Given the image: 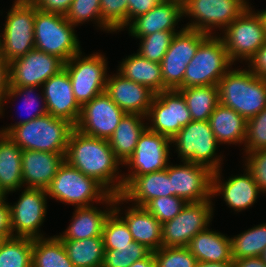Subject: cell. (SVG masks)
Returning a JSON list of instances; mask_svg holds the SVG:
<instances>
[{"instance_id":"cell-17","label":"cell","mask_w":266,"mask_h":267,"mask_svg":"<svg viewBox=\"0 0 266 267\" xmlns=\"http://www.w3.org/2000/svg\"><path fill=\"white\" fill-rule=\"evenodd\" d=\"M170 145V138L146 128L139 137L134 153L123 164L130 168V173L123 176H139L166 169L171 159Z\"/></svg>"},{"instance_id":"cell-55","label":"cell","mask_w":266,"mask_h":267,"mask_svg":"<svg viewBox=\"0 0 266 267\" xmlns=\"http://www.w3.org/2000/svg\"><path fill=\"white\" fill-rule=\"evenodd\" d=\"M195 267H232V262H205V261H198Z\"/></svg>"},{"instance_id":"cell-26","label":"cell","mask_w":266,"mask_h":267,"mask_svg":"<svg viewBox=\"0 0 266 267\" xmlns=\"http://www.w3.org/2000/svg\"><path fill=\"white\" fill-rule=\"evenodd\" d=\"M108 206V207H107ZM103 211L96 206L75 207L71 223L60 235L61 240H81L90 237H100L106 218L114 210V195L105 200Z\"/></svg>"},{"instance_id":"cell-24","label":"cell","mask_w":266,"mask_h":267,"mask_svg":"<svg viewBox=\"0 0 266 267\" xmlns=\"http://www.w3.org/2000/svg\"><path fill=\"white\" fill-rule=\"evenodd\" d=\"M65 154L22 150L23 186L46 190L65 161Z\"/></svg>"},{"instance_id":"cell-19","label":"cell","mask_w":266,"mask_h":267,"mask_svg":"<svg viewBox=\"0 0 266 267\" xmlns=\"http://www.w3.org/2000/svg\"><path fill=\"white\" fill-rule=\"evenodd\" d=\"M181 165H168L172 196L188 202H201L212 198V174L206 166L181 161Z\"/></svg>"},{"instance_id":"cell-38","label":"cell","mask_w":266,"mask_h":267,"mask_svg":"<svg viewBox=\"0 0 266 267\" xmlns=\"http://www.w3.org/2000/svg\"><path fill=\"white\" fill-rule=\"evenodd\" d=\"M37 88H41V87L23 86V87H10L9 88L6 96L4 97L3 106H2L1 111H0V116H3V114H4L3 113L5 111L4 104L5 103L8 104L9 100H12L13 98H14V100H12V101H15V99L20 97V96L23 97L22 98L23 102H24L23 108L24 109L26 108L25 110H27V114L29 113L30 115L28 114L29 116L27 118L19 120V122L17 121V122H15V124H11L7 127L1 128L2 130L0 129V133L6 134L12 127L21 125L23 123H27L33 119H36L37 117L43 116V115L48 113L47 109H46L45 99L43 97V93H40L41 94L40 97H39L38 93H36V95L34 93L35 89H37ZM39 99H41L40 103H39ZM41 103H42V106H41ZM34 104L36 107L38 106L37 110L34 107ZM30 109L34 111L33 114L30 113V112H32V111H30Z\"/></svg>"},{"instance_id":"cell-45","label":"cell","mask_w":266,"mask_h":267,"mask_svg":"<svg viewBox=\"0 0 266 267\" xmlns=\"http://www.w3.org/2000/svg\"><path fill=\"white\" fill-rule=\"evenodd\" d=\"M186 203L184 199L177 196H164L150 200L144 208L163 224L176 217Z\"/></svg>"},{"instance_id":"cell-16","label":"cell","mask_w":266,"mask_h":267,"mask_svg":"<svg viewBox=\"0 0 266 267\" xmlns=\"http://www.w3.org/2000/svg\"><path fill=\"white\" fill-rule=\"evenodd\" d=\"M126 113L103 92L81 106L74 126L84 135L109 139Z\"/></svg>"},{"instance_id":"cell-13","label":"cell","mask_w":266,"mask_h":267,"mask_svg":"<svg viewBox=\"0 0 266 267\" xmlns=\"http://www.w3.org/2000/svg\"><path fill=\"white\" fill-rule=\"evenodd\" d=\"M208 35L185 28L177 32L161 61L163 91L176 90L182 83L186 66L195 56L200 43Z\"/></svg>"},{"instance_id":"cell-27","label":"cell","mask_w":266,"mask_h":267,"mask_svg":"<svg viewBox=\"0 0 266 267\" xmlns=\"http://www.w3.org/2000/svg\"><path fill=\"white\" fill-rule=\"evenodd\" d=\"M121 218L127 224L133 240L152 252L162 247V224L144 207L130 205Z\"/></svg>"},{"instance_id":"cell-20","label":"cell","mask_w":266,"mask_h":267,"mask_svg":"<svg viewBox=\"0 0 266 267\" xmlns=\"http://www.w3.org/2000/svg\"><path fill=\"white\" fill-rule=\"evenodd\" d=\"M221 172L222 169L212 174V199L221 194L226 205L237 213L253 206L262 191L252 173L245 167L243 174L231 176L223 182Z\"/></svg>"},{"instance_id":"cell-32","label":"cell","mask_w":266,"mask_h":267,"mask_svg":"<svg viewBox=\"0 0 266 267\" xmlns=\"http://www.w3.org/2000/svg\"><path fill=\"white\" fill-rule=\"evenodd\" d=\"M120 62L118 72L125 78L150 88L153 92L163 91V77L161 65L149 61L138 53L126 56Z\"/></svg>"},{"instance_id":"cell-60","label":"cell","mask_w":266,"mask_h":267,"mask_svg":"<svg viewBox=\"0 0 266 267\" xmlns=\"http://www.w3.org/2000/svg\"><path fill=\"white\" fill-rule=\"evenodd\" d=\"M262 260L266 263V248L264 249L262 255H261Z\"/></svg>"},{"instance_id":"cell-43","label":"cell","mask_w":266,"mask_h":267,"mask_svg":"<svg viewBox=\"0 0 266 267\" xmlns=\"http://www.w3.org/2000/svg\"><path fill=\"white\" fill-rule=\"evenodd\" d=\"M153 255L156 267H195L198 262L187 247H161Z\"/></svg>"},{"instance_id":"cell-1","label":"cell","mask_w":266,"mask_h":267,"mask_svg":"<svg viewBox=\"0 0 266 267\" xmlns=\"http://www.w3.org/2000/svg\"><path fill=\"white\" fill-rule=\"evenodd\" d=\"M65 161L96 179L111 194L122 192L123 174L118 170L123 164L116 158L107 139L90 137L74 128L68 138Z\"/></svg>"},{"instance_id":"cell-53","label":"cell","mask_w":266,"mask_h":267,"mask_svg":"<svg viewBox=\"0 0 266 267\" xmlns=\"http://www.w3.org/2000/svg\"><path fill=\"white\" fill-rule=\"evenodd\" d=\"M232 267H266L261 257L233 259Z\"/></svg>"},{"instance_id":"cell-8","label":"cell","mask_w":266,"mask_h":267,"mask_svg":"<svg viewBox=\"0 0 266 267\" xmlns=\"http://www.w3.org/2000/svg\"><path fill=\"white\" fill-rule=\"evenodd\" d=\"M35 15L36 7L28 2H14L7 12L0 33V56L8 63L35 49Z\"/></svg>"},{"instance_id":"cell-2","label":"cell","mask_w":266,"mask_h":267,"mask_svg":"<svg viewBox=\"0 0 266 267\" xmlns=\"http://www.w3.org/2000/svg\"><path fill=\"white\" fill-rule=\"evenodd\" d=\"M233 69L218 81L219 103L249 120L266 108V79L246 67Z\"/></svg>"},{"instance_id":"cell-3","label":"cell","mask_w":266,"mask_h":267,"mask_svg":"<svg viewBox=\"0 0 266 267\" xmlns=\"http://www.w3.org/2000/svg\"><path fill=\"white\" fill-rule=\"evenodd\" d=\"M74 126L49 113L12 127L6 135L21 150L66 153L68 138Z\"/></svg>"},{"instance_id":"cell-25","label":"cell","mask_w":266,"mask_h":267,"mask_svg":"<svg viewBox=\"0 0 266 267\" xmlns=\"http://www.w3.org/2000/svg\"><path fill=\"white\" fill-rule=\"evenodd\" d=\"M182 17L181 4L163 0L149 12L134 18L126 28L136 39L159 31H181L183 28L176 30V26Z\"/></svg>"},{"instance_id":"cell-41","label":"cell","mask_w":266,"mask_h":267,"mask_svg":"<svg viewBox=\"0 0 266 267\" xmlns=\"http://www.w3.org/2000/svg\"><path fill=\"white\" fill-rule=\"evenodd\" d=\"M177 32L179 31H159L138 38L140 45L137 53L149 61L160 64Z\"/></svg>"},{"instance_id":"cell-40","label":"cell","mask_w":266,"mask_h":267,"mask_svg":"<svg viewBox=\"0 0 266 267\" xmlns=\"http://www.w3.org/2000/svg\"><path fill=\"white\" fill-rule=\"evenodd\" d=\"M65 18L75 27L88 21L94 23L101 30L112 33L113 31L101 20L100 0H73Z\"/></svg>"},{"instance_id":"cell-49","label":"cell","mask_w":266,"mask_h":267,"mask_svg":"<svg viewBox=\"0 0 266 267\" xmlns=\"http://www.w3.org/2000/svg\"><path fill=\"white\" fill-rule=\"evenodd\" d=\"M163 0H128V24L139 15L149 12Z\"/></svg>"},{"instance_id":"cell-15","label":"cell","mask_w":266,"mask_h":267,"mask_svg":"<svg viewBox=\"0 0 266 267\" xmlns=\"http://www.w3.org/2000/svg\"><path fill=\"white\" fill-rule=\"evenodd\" d=\"M47 197L44 189L25 188L17 202L9 204L12 236L31 239L45 237L40 227L47 213Z\"/></svg>"},{"instance_id":"cell-28","label":"cell","mask_w":266,"mask_h":267,"mask_svg":"<svg viewBox=\"0 0 266 267\" xmlns=\"http://www.w3.org/2000/svg\"><path fill=\"white\" fill-rule=\"evenodd\" d=\"M187 248L197 261L233 262L231 238L209 227L198 232L190 240Z\"/></svg>"},{"instance_id":"cell-54","label":"cell","mask_w":266,"mask_h":267,"mask_svg":"<svg viewBox=\"0 0 266 267\" xmlns=\"http://www.w3.org/2000/svg\"><path fill=\"white\" fill-rule=\"evenodd\" d=\"M129 267H156L153 252L144 259L132 263Z\"/></svg>"},{"instance_id":"cell-30","label":"cell","mask_w":266,"mask_h":267,"mask_svg":"<svg viewBox=\"0 0 266 267\" xmlns=\"http://www.w3.org/2000/svg\"><path fill=\"white\" fill-rule=\"evenodd\" d=\"M144 119V120H143ZM146 116L126 113L108 139L116 158L124 164L134 153L140 135L147 128Z\"/></svg>"},{"instance_id":"cell-31","label":"cell","mask_w":266,"mask_h":267,"mask_svg":"<svg viewBox=\"0 0 266 267\" xmlns=\"http://www.w3.org/2000/svg\"><path fill=\"white\" fill-rule=\"evenodd\" d=\"M0 186L7 194L23 187L22 150L2 133H0Z\"/></svg>"},{"instance_id":"cell-42","label":"cell","mask_w":266,"mask_h":267,"mask_svg":"<svg viewBox=\"0 0 266 267\" xmlns=\"http://www.w3.org/2000/svg\"><path fill=\"white\" fill-rule=\"evenodd\" d=\"M152 251L136 241L131 246L105 250L102 267H129L132 263L147 257Z\"/></svg>"},{"instance_id":"cell-44","label":"cell","mask_w":266,"mask_h":267,"mask_svg":"<svg viewBox=\"0 0 266 267\" xmlns=\"http://www.w3.org/2000/svg\"><path fill=\"white\" fill-rule=\"evenodd\" d=\"M101 20L113 31L128 25V0H100Z\"/></svg>"},{"instance_id":"cell-5","label":"cell","mask_w":266,"mask_h":267,"mask_svg":"<svg viewBox=\"0 0 266 267\" xmlns=\"http://www.w3.org/2000/svg\"><path fill=\"white\" fill-rule=\"evenodd\" d=\"M65 15L36 8L34 17L35 49L57 56L65 63L81 51L80 41Z\"/></svg>"},{"instance_id":"cell-23","label":"cell","mask_w":266,"mask_h":267,"mask_svg":"<svg viewBox=\"0 0 266 267\" xmlns=\"http://www.w3.org/2000/svg\"><path fill=\"white\" fill-rule=\"evenodd\" d=\"M120 196L126 204L130 201L144 207L156 197L172 196L171 179L168 167L164 170L139 176H123V190Z\"/></svg>"},{"instance_id":"cell-21","label":"cell","mask_w":266,"mask_h":267,"mask_svg":"<svg viewBox=\"0 0 266 267\" xmlns=\"http://www.w3.org/2000/svg\"><path fill=\"white\" fill-rule=\"evenodd\" d=\"M41 89L47 112L75 126L80 116L81 106L75 100L67 70L64 68L50 77Z\"/></svg>"},{"instance_id":"cell-12","label":"cell","mask_w":266,"mask_h":267,"mask_svg":"<svg viewBox=\"0 0 266 267\" xmlns=\"http://www.w3.org/2000/svg\"><path fill=\"white\" fill-rule=\"evenodd\" d=\"M211 200L188 202L176 217L163 223L162 247H187L198 232L208 228L215 210Z\"/></svg>"},{"instance_id":"cell-52","label":"cell","mask_w":266,"mask_h":267,"mask_svg":"<svg viewBox=\"0 0 266 267\" xmlns=\"http://www.w3.org/2000/svg\"><path fill=\"white\" fill-rule=\"evenodd\" d=\"M0 231H11L10 206L7 201L0 202Z\"/></svg>"},{"instance_id":"cell-47","label":"cell","mask_w":266,"mask_h":267,"mask_svg":"<svg viewBox=\"0 0 266 267\" xmlns=\"http://www.w3.org/2000/svg\"><path fill=\"white\" fill-rule=\"evenodd\" d=\"M245 156V167L252 173L262 193H266V149L249 152Z\"/></svg>"},{"instance_id":"cell-9","label":"cell","mask_w":266,"mask_h":267,"mask_svg":"<svg viewBox=\"0 0 266 267\" xmlns=\"http://www.w3.org/2000/svg\"><path fill=\"white\" fill-rule=\"evenodd\" d=\"M249 0H187L183 6V17H191L184 27L207 35H215L213 29L223 31L247 8ZM214 31V32H213Z\"/></svg>"},{"instance_id":"cell-51","label":"cell","mask_w":266,"mask_h":267,"mask_svg":"<svg viewBox=\"0 0 266 267\" xmlns=\"http://www.w3.org/2000/svg\"><path fill=\"white\" fill-rule=\"evenodd\" d=\"M10 88L9 63L0 56V111Z\"/></svg>"},{"instance_id":"cell-50","label":"cell","mask_w":266,"mask_h":267,"mask_svg":"<svg viewBox=\"0 0 266 267\" xmlns=\"http://www.w3.org/2000/svg\"><path fill=\"white\" fill-rule=\"evenodd\" d=\"M248 69L256 76L266 79V42L247 63Z\"/></svg>"},{"instance_id":"cell-18","label":"cell","mask_w":266,"mask_h":267,"mask_svg":"<svg viewBox=\"0 0 266 267\" xmlns=\"http://www.w3.org/2000/svg\"><path fill=\"white\" fill-rule=\"evenodd\" d=\"M57 56L33 49L9 63L10 87H41L50 77L64 69Z\"/></svg>"},{"instance_id":"cell-36","label":"cell","mask_w":266,"mask_h":267,"mask_svg":"<svg viewBox=\"0 0 266 267\" xmlns=\"http://www.w3.org/2000/svg\"><path fill=\"white\" fill-rule=\"evenodd\" d=\"M120 195H114V210L106 218L103 227V243L105 250H114L131 246L133 237L125 221L121 218L120 204H124Z\"/></svg>"},{"instance_id":"cell-39","label":"cell","mask_w":266,"mask_h":267,"mask_svg":"<svg viewBox=\"0 0 266 267\" xmlns=\"http://www.w3.org/2000/svg\"><path fill=\"white\" fill-rule=\"evenodd\" d=\"M33 239L9 237L0 246V267H32Z\"/></svg>"},{"instance_id":"cell-35","label":"cell","mask_w":266,"mask_h":267,"mask_svg":"<svg viewBox=\"0 0 266 267\" xmlns=\"http://www.w3.org/2000/svg\"><path fill=\"white\" fill-rule=\"evenodd\" d=\"M32 267H73L62 240L56 235L33 239Z\"/></svg>"},{"instance_id":"cell-48","label":"cell","mask_w":266,"mask_h":267,"mask_svg":"<svg viewBox=\"0 0 266 267\" xmlns=\"http://www.w3.org/2000/svg\"><path fill=\"white\" fill-rule=\"evenodd\" d=\"M73 0H34L32 4L43 12L65 15Z\"/></svg>"},{"instance_id":"cell-7","label":"cell","mask_w":266,"mask_h":267,"mask_svg":"<svg viewBox=\"0 0 266 267\" xmlns=\"http://www.w3.org/2000/svg\"><path fill=\"white\" fill-rule=\"evenodd\" d=\"M180 160L208 167L212 172L222 168L223 157L217 155L220 145L207 121H191L171 139ZM222 158V159H221Z\"/></svg>"},{"instance_id":"cell-14","label":"cell","mask_w":266,"mask_h":267,"mask_svg":"<svg viewBox=\"0 0 266 267\" xmlns=\"http://www.w3.org/2000/svg\"><path fill=\"white\" fill-rule=\"evenodd\" d=\"M147 128L172 139L192 121L186 101L178 90L156 93L146 115Z\"/></svg>"},{"instance_id":"cell-33","label":"cell","mask_w":266,"mask_h":267,"mask_svg":"<svg viewBox=\"0 0 266 267\" xmlns=\"http://www.w3.org/2000/svg\"><path fill=\"white\" fill-rule=\"evenodd\" d=\"M73 267H102L104 261L103 237L81 240H62Z\"/></svg>"},{"instance_id":"cell-46","label":"cell","mask_w":266,"mask_h":267,"mask_svg":"<svg viewBox=\"0 0 266 267\" xmlns=\"http://www.w3.org/2000/svg\"><path fill=\"white\" fill-rule=\"evenodd\" d=\"M245 154L260 149H266V108L256 116L247 120Z\"/></svg>"},{"instance_id":"cell-4","label":"cell","mask_w":266,"mask_h":267,"mask_svg":"<svg viewBox=\"0 0 266 267\" xmlns=\"http://www.w3.org/2000/svg\"><path fill=\"white\" fill-rule=\"evenodd\" d=\"M46 192L49 198L75 207L92 206L94 202L104 205L111 195L96 179L86 176L66 161L59 167Z\"/></svg>"},{"instance_id":"cell-37","label":"cell","mask_w":266,"mask_h":267,"mask_svg":"<svg viewBox=\"0 0 266 267\" xmlns=\"http://www.w3.org/2000/svg\"><path fill=\"white\" fill-rule=\"evenodd\" d=\"M266 248V223L231 237L232 258L261 257Z\"/></svg>"},{"instance_id":"cell-34","label":"cell","mask_w":266,"mask_h":267,"mask_svg":"<svg viewBox=\"0 0 266 267\" xmlns=\"http://www.w3.org/2000/svg\"><path fill=\"white\" fill-rule=\"evenodd\" d=\"M176 90L185 99L193 121H207L219 104L216 85L194 86Z\"/></svg>"},{"instance_id":"cell-29","label":"cell","mask_w":266,"mask_h":267,"mask_svg":"<svg viewBox=\"0 0 266 267\" xmlns=\"http://www.w3.org/2000/svg\"><path fill=\"white\" fill-rule=\"evenodd\" d=\"M208 122L219 144H244L247 120L233 109L219 103Z\"/></svg>"},{"instance_id":"cell-11","label":"cell","mask_w":266,"mask_h":267,"mask_svg":"<svg viewBox=\"0 0 266 267\" xmlns=\"http://www.w3.org/2000/svg\"><path fill=\"white\" fill-rule=\"evenodd\" d=\"M106 59L99 52L83 56L81 50L65 63L75 100L80 106L105 92L108 77Z\"/></svg>"},{"instance_id":"cell-22","label":"cell","mask_w":266,"mask_h":267,"mask_svg":"<svg viewBox=\"0 0 266 267\" xmlns=\"http://www.w3.org/2000/svg\"><path fill=\"white\" fill-rule=\"evenodd\" d=\"M108 75L106 94L125 113L146 116L156 95L150 88L125 78L118 71Z\"/></svg>"},{"instance_id":"cell-10","label":"cell","mask_w":266,"mask_h":267,"mask_svg":"<svg viewBox=\"0 0 266 267\" xmlns=\"http://www.w3.org/2000/svg\"><path fill=\"white\" fill-rule=\"evenodd\" d=\"M251 5L222 31L223 36L220 33L232 63L248 62L266 42L263 21Z\"/></svg>"},{"instance_id":"cell-59","label":"cell","mask_w":266,"mask_h":267,"mask_svg":"<svg viewBox=\"0 0 266 267\" xmlns=\"http://www.w3.org/2000/svg\"><path fill=\"white\" fill-rule=\"evenodd\" d=\"M167 1H172V2H177L179 4H181L183 6V4L187 1V0H167Z\"/></svg>"},{"instance_id":"cell-57","label":"cell","mask_w":266,"mask_h":267,"mask_svg":"<svg viewBox=\"0 0 266 267\" xmlns=\"http://www.w3.org/2000/svg\"><path fill=\"white\" fill-rule=\"evenodd\" d=\"M258 14L260 15L262 21H263V25H264V29H265V32H266V9L265 10H260V11H257Z\"/></svg>"},{"instance_id":"cell-6","label":"cell","mask_w":266,"mask_h":267,"mask_svg":"<svg viewBox=\"0 0 266 267\" xmlns=\"http://www.w3.org/2000/svg\"><path fill=\"white\" fill-rule=\"evenodd\" d=\"M208 35L186 66L183 83L177 89L216 85L232 67L220 35Z\"/></svg>"},{"instance_id":"cell-58","label":"cell","mask_w":266,"mask_h":267,"mask_svg":"<svg viewBox=\"0 0 266 267\" xmlns=\"http://www.w3.org/2000/svg\"><path fill=\"white\" fill-rule=\"evenodd\" d=\"M6 195L7 193L5 192V190L0 186V202L7 200Z\"/></svg>"},{"instance_id":"cell-56","label":"cell","mask_w":266,"mask_h":267,"mask_svg":"<svg viewBox=\"0 0 266 267\" xmlns=\"http://www.w3.org/2000/svg\"><path fill=\"white\" fill-rule=\"evenodd\" d=\"M12 237L11 231H0V246L9 238Z\"/></svg>"},{"instance_id":"cell-61","label":"cell","mask_w":266,"mask_h":267,"mask_svg":"<svg viewBox=\"0 0 266 267\" xmlns=\"http://www.w3.org/2000/svg\"><path fill=\"white\" fill-rule=\"evenodd\" d=\"M34 0H15L14 2H28L32 3Z\"/></svg>"}]
</instances>
